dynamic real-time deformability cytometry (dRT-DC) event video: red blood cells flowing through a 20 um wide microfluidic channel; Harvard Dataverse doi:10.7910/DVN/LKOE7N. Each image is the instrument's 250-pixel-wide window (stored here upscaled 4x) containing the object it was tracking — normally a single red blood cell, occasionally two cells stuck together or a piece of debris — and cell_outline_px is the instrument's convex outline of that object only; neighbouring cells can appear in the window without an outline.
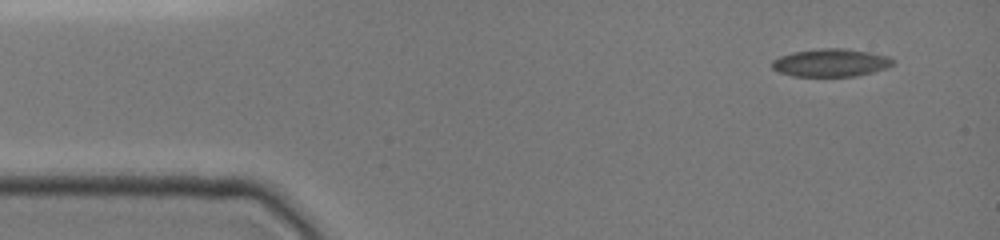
{"species": "common noctule bat (a hibernating species)", "species_latin": "Nyctalus noctula", "temperature_condition": "cold", "stored_images_in_passage": 5, "camera_frame_rate_fps": 3000, "um_per_image_px": 0.085, "animal": {"sex": "female", "body_mass_g": 19.0, "forearm_length_mm": 51.5}, "frame": {"image": 1, "passage_image": 1, "time_ms": 0.0, "image_size_px": [1000, 240], "cell_outline_px": [[892, 64], [888, 68], [856, 76], [792, 76], [780, 72], [772, 68], [772, 60], [780, 56], [792, 52], [820, 48], [844, 48], [872, 52], [888, 56], [892, 60]], "centroid_in_image_um": [70.61, 5.32], "position_along_channel_um": 14.4, "area_um2": 19.65}}
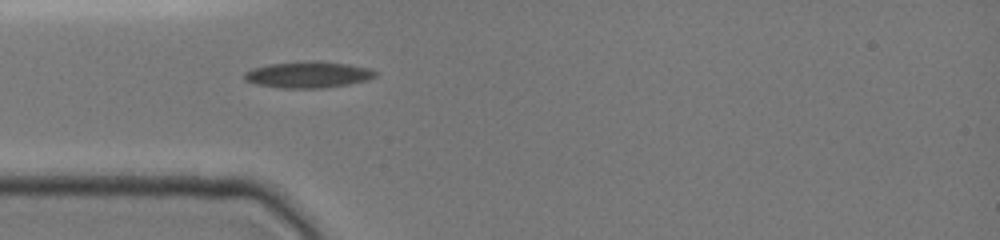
{"frame": {"image": 2, "passage_image": 5, "time_ms": 3.333, "image_size_px": [1000, 240], "cell_outline_px": [[376, 76], [368, 80], [348, 84], [324, 88], [280, 88], [256, 84], [244, 80], [244, 72], [252, 68], [268, 64], [308, 60], [312, 60], [348, 64], [368, 68], [376, 72]], "centroid_in_image_um": [26.16, 6.34], "position_along_channel_um": 58.8, "area_um2": 20.23}}